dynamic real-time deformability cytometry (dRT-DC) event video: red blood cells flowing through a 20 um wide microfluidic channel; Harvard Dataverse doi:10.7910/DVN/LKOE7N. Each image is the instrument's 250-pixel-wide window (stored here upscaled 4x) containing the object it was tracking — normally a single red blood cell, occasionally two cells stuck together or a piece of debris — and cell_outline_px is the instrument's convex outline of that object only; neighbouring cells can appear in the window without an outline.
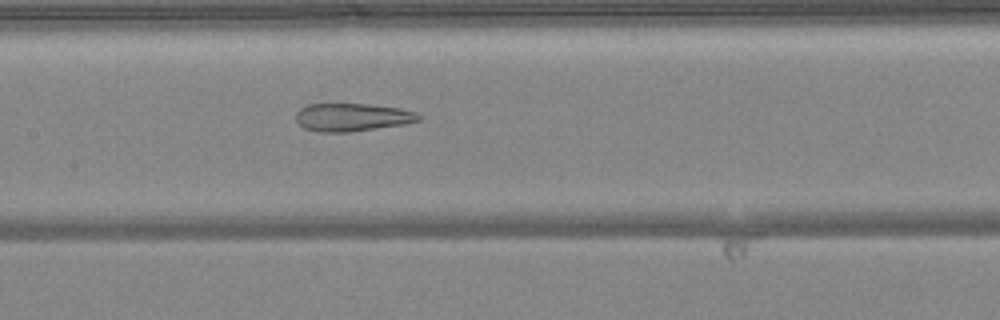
{"species": "common noctule bat (a hibernating species)", "species_latin": "Nyctalus noctula", "temperature_condition": "warm", "stored_images_in_passage": 43, "camera_frame_rate_fps": 3000, "um_per_image_px": 0.085, "animal": {"sex": "female", "body_mass_g": 24.6, "forearm_length_mm": 56.2}, "frame": {"image": 1, "passage_image": 24, "time_ms": 7.667, "image_size_px": [1000, 320], "cell_outline_px": [[420, 120], [404, 124], [348, 132], [320, 132], [304, 128], [296, 120], [296, 112], [300, 108], [308, 104], [368, 104], [400, 108], [416, 112], [420, 116]], "centroid_in_image_um": [29.92, 9.96], "position_along_channel_um": 177.5, "area_um2": 19.88}}
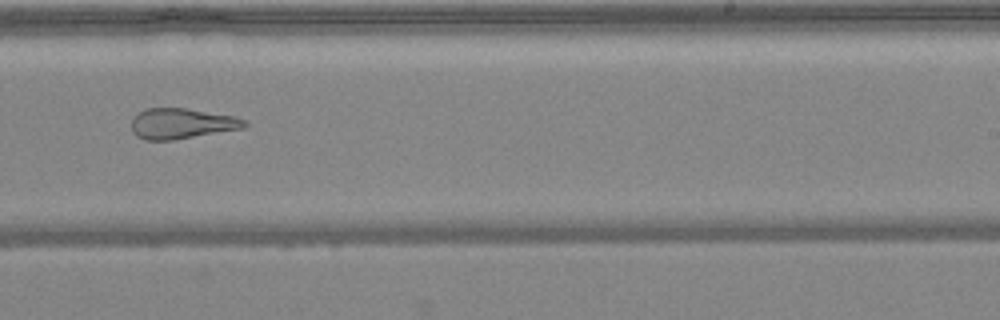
{"frame": {"image": 2, "passage_image": 31, "time_ms": 10.0, "image_size_px": [1000, 320], "cell_outline_px": [[248, 124], [244, 128], [172, 140], [144, 140], [136, 136], [132, 132], [132, 120], [144, 108], [184, 108], [236, 116], [248, 120]], "centroid_in_image_um": [15.47, 10.5], "position_along_channel_um": 273.5, "area_um2": 20.11}}
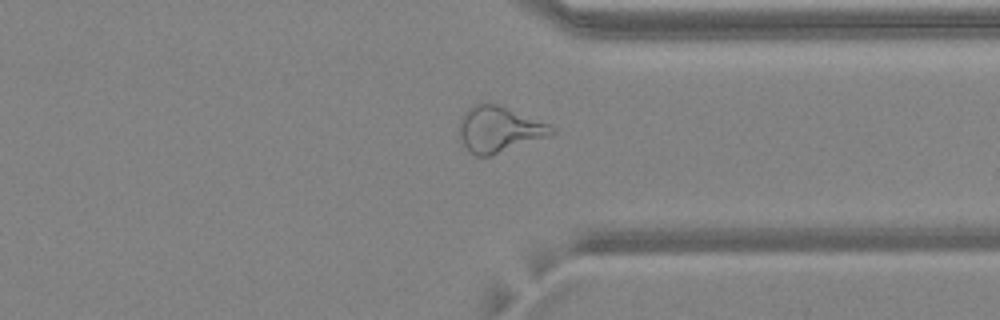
{"frame": {"image": 3, "passage_image": 38, "time_ms": 12.333, "image_size_px": [1000, 320], "cell_outline_px": [[556, 132], [548, 136], [488, 156], [476, 156], [468, 152], [460, 136], [460, 120], [464, 112], [472, 104], [488, 100], [548, 124], [556, 128]], "centroid_in_image_um": [42.38, 10.95], "position_along_channel_um": 369.0, "area_um2": 24.57}, "authors_computed_cell_mechanics": {"area_um2": 24.565, "velocity_mm_per_s": 4.1433, "shape_relaxation_time_tau1_ms": null, "shape_relaxation_time_tau2_ms": 2.3497, "deformation_change_tau1": null, "deformation_change_tau2": 0.1231}}